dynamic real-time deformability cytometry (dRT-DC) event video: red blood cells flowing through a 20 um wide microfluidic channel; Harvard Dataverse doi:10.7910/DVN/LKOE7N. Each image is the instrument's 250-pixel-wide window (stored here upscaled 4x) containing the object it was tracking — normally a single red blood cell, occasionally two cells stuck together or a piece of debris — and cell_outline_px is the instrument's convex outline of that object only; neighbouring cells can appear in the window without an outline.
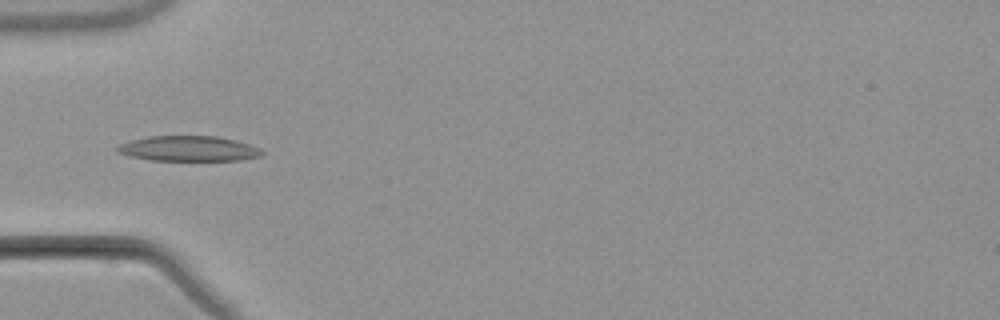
{"species": "common noctule bat (a hibernating species)", "species_latin": "Nyctalus noctula", "temperature_condition": "warm", "stored_images_in_passage": 7, "camera_frame_rate_fps": 3000, "um_per_image_px": 0.085, "animal": {"sex": "male", "body_mass_g": 21.5, "forearm_length_mm": 52.0}, "frame": {"image": 1, "passage_image": 5, "time_ms": 5.0, "image_size_px": [1000, 320], "cell_outline_px": [[264, 152], [260, 156], [240, 160], [152, 160], [132, 156], [116, 152], [116, 148], [120, 144], [132, 140], [148, 136], [216, 136], [236, 140], [260, 148]], "centroid_in_image_um": [16.04, 12.62], "position_along_channel_um": 69.0, "area_um2": 21.1}}
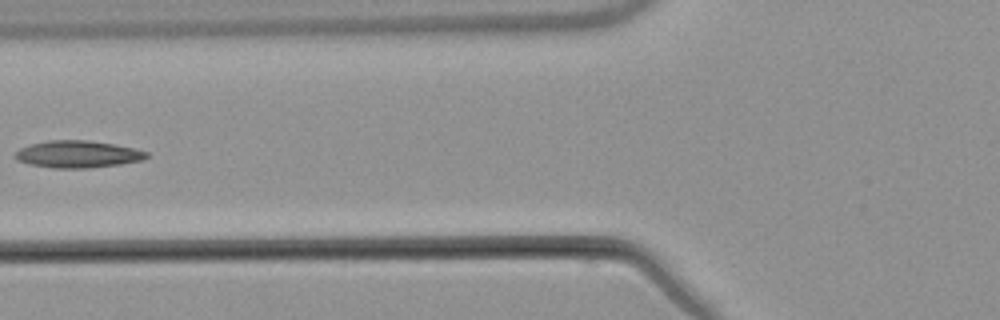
{"frame": {"image": 2, "passage_image": 6, "time_ms": 6.333, "image_size_px": [1000, 320], "cell_outline_px": [[148, 156], [144, 160], [120, 164], [88, 168], [52, 168], [32, 164], [16, 160], [12, 156], [20, 148], [32, 144], [48, 140], [88, 140], [116, 144], [136, 148], [148, 152]], "centroid_in_image_um": [6.64, 13.1], "position_along_channel_um": 119.2, "area_um2": 20.87}}
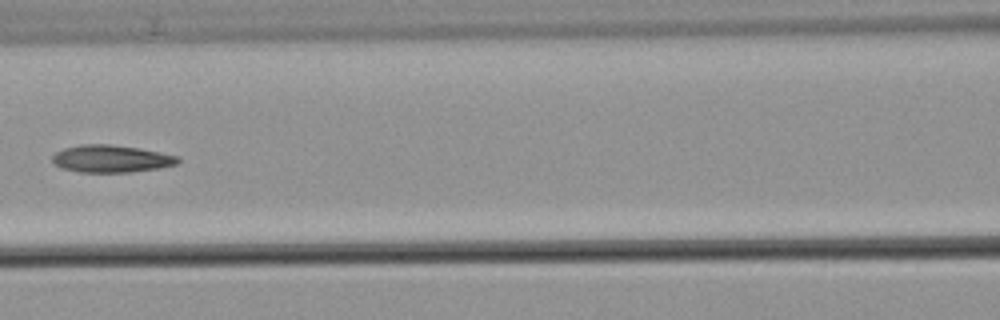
{"frame": {"image": 3, "passage_image": 7, "time_ms": 7.333, "image_size_px": [1000, 320], "cell_outline_px": [[180, 160], [176, 164], [160, 168], [132, 172], [80, 172], [60, 168], [52, 160], [52, 156], [56, 152], [64, 148], [84, 144], [112, 144], [140, 148], [180, 156]], "centroid_in_image_um": [9.48, 13.49], "position_along_channel_um": 157.1, "area_um2": 20.11}}